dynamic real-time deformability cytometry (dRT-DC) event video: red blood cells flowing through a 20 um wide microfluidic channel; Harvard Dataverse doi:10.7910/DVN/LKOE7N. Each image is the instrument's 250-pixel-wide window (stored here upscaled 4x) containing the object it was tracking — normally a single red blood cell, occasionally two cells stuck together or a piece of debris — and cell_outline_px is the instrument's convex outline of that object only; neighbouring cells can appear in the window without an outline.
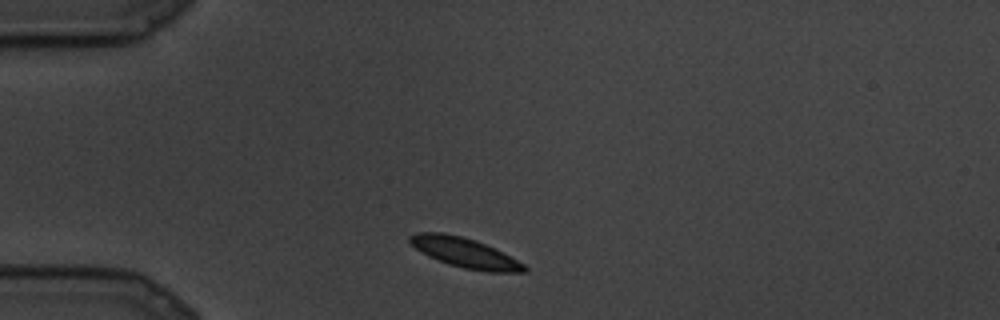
{"species": "common noctule bat (a hibernating species)", "species_latin": "Nyctalus noctula", "temperature_condition": "cold", "stored_images_in_passage": 71, "camera_frame_rate_fps": 3000, "um_per_image_px": 0.085, "animal": {"sex": "male", "body_mass_g": 19.5, "forearm_length_mm": 54.6}, "frame": {"image": 1, "passage_image": 1, "time_ms": 0.0, "image_size_px": [1000, 320], "cell_outline_px": [[528, 272], [484, 272], [464, 268], [448, 264], [428, 256], [416, 248], [408, 240], [408, 236], [416, 232], [440, 232], [460, 236], [476, 240], [524, 264], [528, 268]], "centroid_in_image_um": [39.48, 21.49], "position_along_channel_um": 45.5, "area_um2": 19.59}}
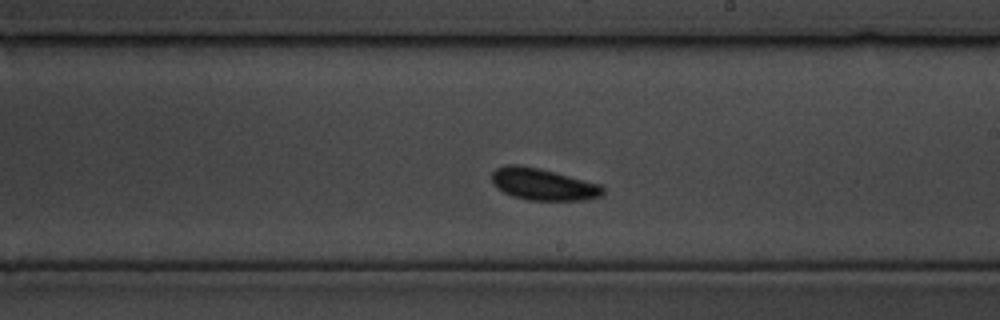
{"frame": {"image": 2, "passage_image": 32, "time_ms": 10.333, "image_size_px": [1000, 320], "cell_outline_px": [[604, 192], [600, 196], [584, 200], [528, 200], [512, 196], [496, 188], [492, 184], [492, 172], [496, 168], [504, 164], [520, 164], [540, 168], [556, 172], [600, 184], [604, 188]], "centroid_in_image_um": [46.12, 15.65], "position_along_channel_um": 242.9, "area_um2": 20.81}}
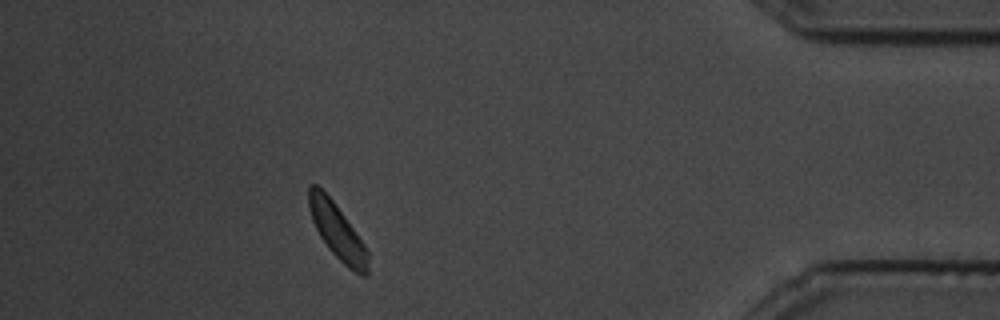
{"frame": {"image": 3, "passage_image": 61, "time_ms": 20.0, "image_size_px": [1000, 320], "cell_outline_px": [[368, 272], [364, 276], [360, 276], [348, 268], [328, 248], [320, 236], [312, 220], [308, 208], [308, 184], [316, 184], [332, 200], [344, 216], [364, 244], [368, 252]], "centroid_in_image_um": [28.65, 19.67], "position_along_channel_um": 406.5, "area_um2": 18.84}}